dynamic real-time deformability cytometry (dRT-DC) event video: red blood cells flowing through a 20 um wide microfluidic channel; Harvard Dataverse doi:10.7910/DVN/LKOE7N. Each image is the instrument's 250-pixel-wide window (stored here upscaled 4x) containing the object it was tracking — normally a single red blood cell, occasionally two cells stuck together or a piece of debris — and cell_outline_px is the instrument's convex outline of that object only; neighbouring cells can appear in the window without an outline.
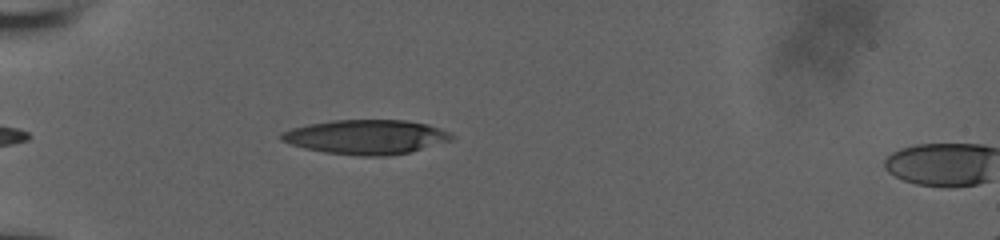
{"species": "human", "species_latin": "Homo sapiens", "temperature_condition": "room temperature", "stored_images_in_passage": 35, "camera_frame_rate_fps": 3000, "um_per_image_px": 0.085, "donor": {"sex": "male"}, "frame": {"image": 1, "passage_image": 1, "time_ms": 0.0, "image_size_px": [1000, 240], "cell_outline_px": [[456, 136], [452, 140], [408, 152], [384, 156], [360, 156], [324, 152], [304, 148], [280, 140], [280, 132], [292, 128], [308, 124], [332, 120], [404, 120], [428, 124], [440, 128]], "centroid_in_image_um": [31.11, 11.63], "position_along_channel_um": 53.9, "area_um2": 34.1}}
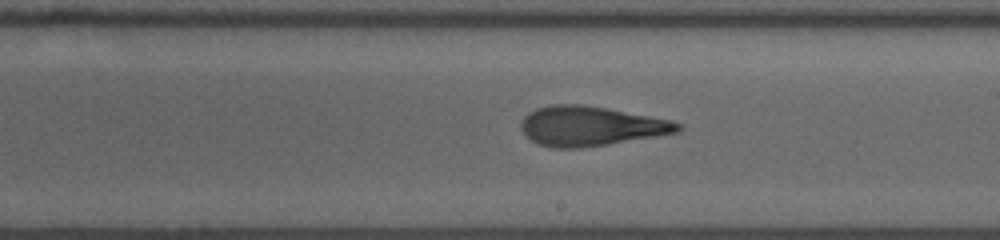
{"frame": {"image": 2, "passage_image": 17, "time_ms": 5.333, "image_size_px": [1000, 240], "cell_outline_px": [[684, 128], [676, 132], [608, 144], [576, 148], [552, 148], [540, 144], [532, 140], [520, 128], [520, 124], [524, 116], [528, 112], [536, 108], [552, 104], [584, 104], [608, 108], [672, 120], [680, 124]], "centroid_in_image_um": [50.18, 10.7], "position_along_channel_um": 238.8, "area_um2": 36.01}}
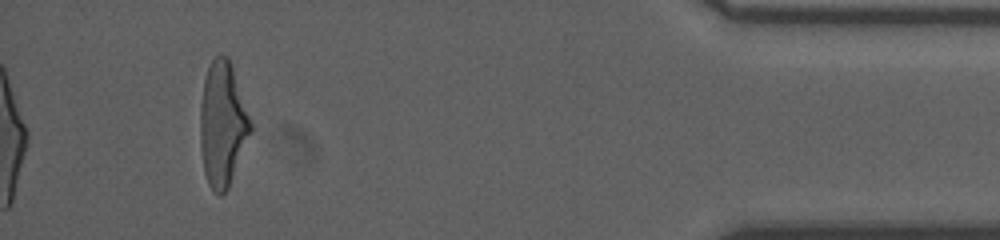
{"frame": {"image": 3, "passage_image": 35, "time_ms": 11.333, "image_size_px": [1000, 240], "cell_outline_px": [[252, 128], [228, 188], [220, 196], [212, 192], [208, 184], [204, 172], [200, 148], [200, 104], [204, 80], [208, 68], [212, 60], [216, 56], [228, 56], [252, 124]], "centroid_in_image_um": [18.89, 10.59], "position_along_channel_um": 416.3, "area_um2": 36.13}, "authors_computed_cell_mechanics": {"area_um2": 36.5296, "velocity_mm_per_s": 3.8665, "shape_relaxation_time_tau1_ms": 5.4084, "shape_relaxation_time_tau2_ms": 2.1626, "deformation_change_tau1": 0.2258, "deformation_change_tau2": 0.1307}}